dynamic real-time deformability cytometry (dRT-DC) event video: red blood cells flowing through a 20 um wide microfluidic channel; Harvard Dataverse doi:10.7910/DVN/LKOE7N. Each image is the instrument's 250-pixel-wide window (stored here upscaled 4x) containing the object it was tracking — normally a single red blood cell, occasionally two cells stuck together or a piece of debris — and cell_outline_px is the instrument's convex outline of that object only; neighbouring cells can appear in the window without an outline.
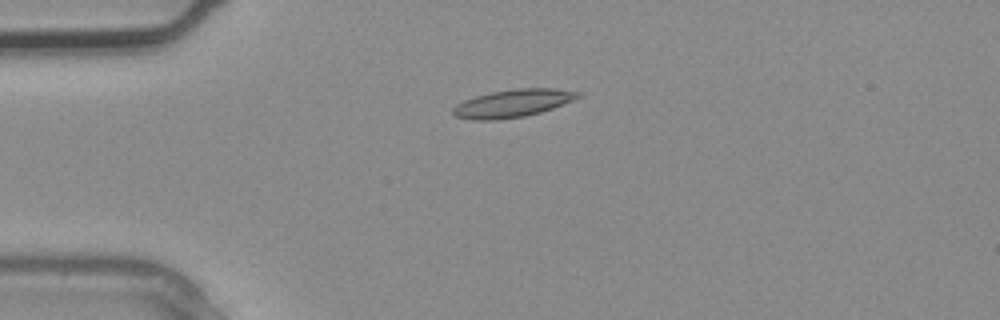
{"species": "common noctule bat (a hibernating species)", "species_latin": "Nyctalus noctula", "temperature_condition": "warm", "stored_images_in_passage": 3, "camera_frame_rate_fps": 3000, "um_per_image_px": 0.085, "animal": {"sex": "male", "body_mass_g": 20.4}, "frame": {"image": 1, "passage_image": 2, "time_ms": 0.333, "image_size_px": [1000, 320], "cell_outline_px": [[580, 96], [572, 100], [552, 108], [540, 112], [524, 116], [496, 120], [472, 120], [456, 116], [452, 112], [452, 108], [456, 104], [464, 100], [476, 96], [492, 92], [516, 88], [552, 88], [580, 92]], "centroid_in_image_um": [43.54, 8.78], "position_along_channel_um": 41.5, "area_um2": 20.0}}
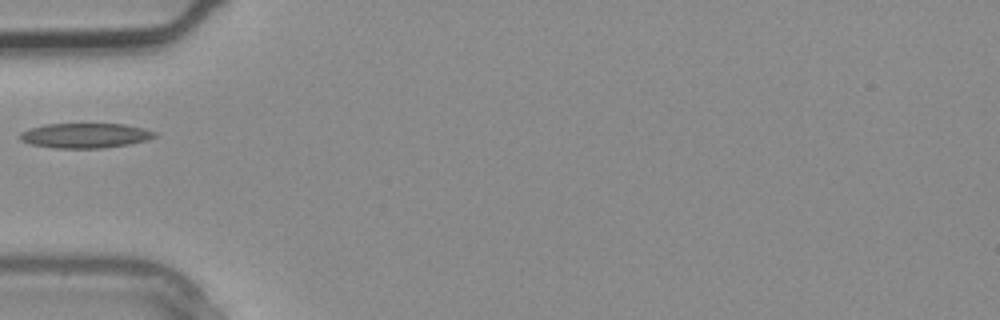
{"frame": {"image": 2, "passage_image": 3, "time_ms": 0.667, "image_size_px": [1000, 320], "cell_outline_px": [[156, 136], [148, 140], [128, 144], [100, 148], [52, 148], [32, 144], [20, 140], [20, 132], [32, 128], [48, 124], [124, 124], [156, 132]], "centroid_in_image_um": [7.23, 11.52], "position_along_channel_um": 77.8, "area_um2": 19.25}}